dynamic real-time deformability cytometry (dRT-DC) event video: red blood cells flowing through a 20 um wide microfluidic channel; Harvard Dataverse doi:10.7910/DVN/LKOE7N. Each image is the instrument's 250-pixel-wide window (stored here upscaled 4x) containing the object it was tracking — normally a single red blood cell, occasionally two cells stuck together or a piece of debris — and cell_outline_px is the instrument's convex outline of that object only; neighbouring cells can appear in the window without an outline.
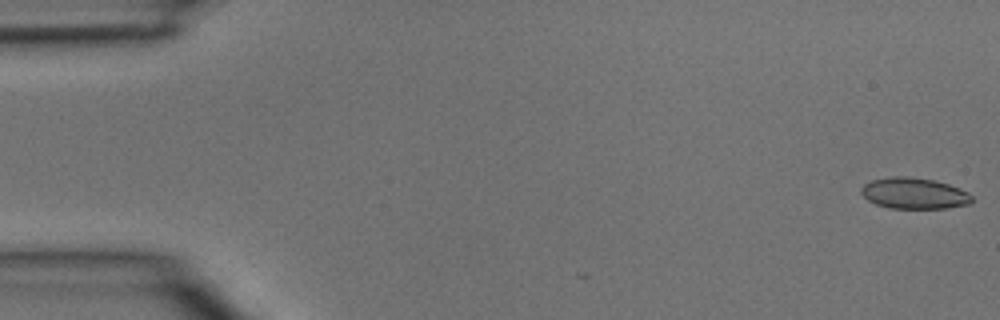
{"species": "common noctule bat (a hibernating species)", "species_latin": "Nyctalus noctula", "temperature_condition": "room temperature", "stored_images_in_passage": 4, "camera_frame_rate_fps": 3000, "um_per_image_px": 0.085, "animal": {"sex": "male", "body_mass_g": 15.6}, "frame": {"image": 1, "passage_image": 1, "time_ms": 0.0, "image_size_px": [1000, 320], "cell_outline_px": [[972, 200], [968, 204], [948, 208], [888, 208], [876, 204], [868, 200], [860, 192], [860, 188], [864, 184], [872, 180], [896, 176], [908, 176], [932, 180], [948, 184], [960, 188], [968, 192], [972, 196]], "centroid_in_image_um": [77.69, 16.43], "position_along_channel_um": 7.3, "area_um2": 20.0}}